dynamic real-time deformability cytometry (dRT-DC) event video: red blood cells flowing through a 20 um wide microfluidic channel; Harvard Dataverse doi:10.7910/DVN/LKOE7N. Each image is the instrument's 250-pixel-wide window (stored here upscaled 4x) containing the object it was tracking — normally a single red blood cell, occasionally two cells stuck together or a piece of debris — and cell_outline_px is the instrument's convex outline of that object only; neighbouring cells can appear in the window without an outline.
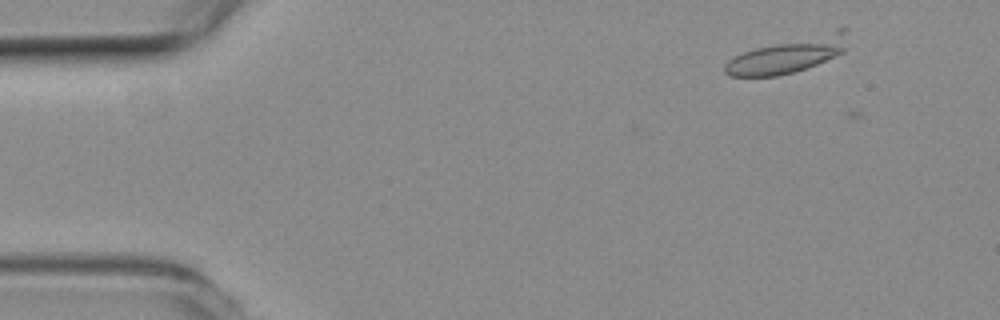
{"species": "common noctule bat (a hibernating species)", "species_latin": "Nyctalus noctula", "temperature_condition": "room temperature", "stored_images_in_passage": 5, "camera_frame_rate_fps": 3000, "um_per_image_px": 0.085, "animal": {"sex": "female", "body_mass_g": 19.3, "forearm_length_mm": 54.1}, "frame": {"image": 1, "passage_image": 2, "time_ms": 0.333, "image_size_px": [1000, 320], "cell_outline_px": [[848, 28], [844, 52], [808, 68], [776, 76], [732, 76], [724, 72], [724, 64], [728, 60], [744, 52], [756, 48], [836, 28]], "centroid_in_image_um": [67.03, 4.67], "position_along_channel_um": 18.0, "area_um2": 24.85}}